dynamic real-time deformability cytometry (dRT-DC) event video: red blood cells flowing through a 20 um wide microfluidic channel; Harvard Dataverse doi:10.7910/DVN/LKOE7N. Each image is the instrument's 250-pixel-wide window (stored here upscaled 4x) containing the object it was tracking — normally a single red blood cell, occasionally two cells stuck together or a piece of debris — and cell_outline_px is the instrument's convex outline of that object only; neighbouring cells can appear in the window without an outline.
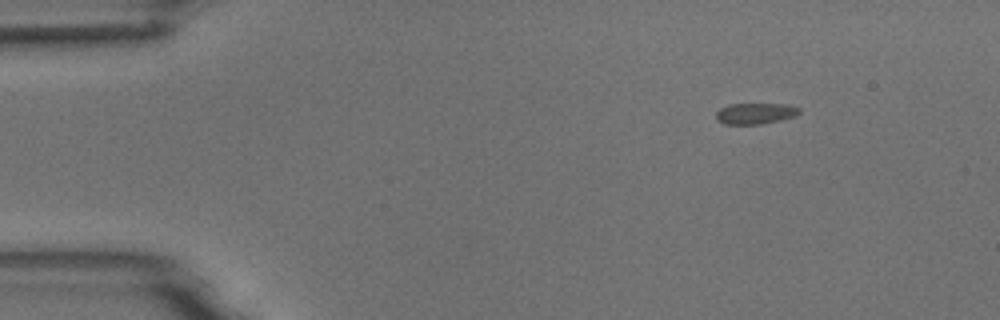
{"species": "common noctule bat (a hibernating species)", "species_latin": "Nyctalus noctula", "temperature_condition": "room temperature", "stored_images_in_passage": 6, "segment_of_instrument_passage": [2, 2], "camera_frame_rate_fps": 3000, "um_per_image_px": 0.085, "animal": {"sex": "male", "body_mass_g": 18.8}, "frame": {"image": 1, "passage_image": 6, "time_ms": 6.0, "image_size_px": [1000, 320], "cell_outline_px": [[800, 112], [796, 116], [780, 120], [760, 124], [724, 124], [716, 120], [716, 112], [720, 108], [728, 104], [788, 104], [800, 108]], "centroid_in_image_um": [64.2, 9.64], "position_along_channel_um": 20.8, "area_um2": 10.29}}